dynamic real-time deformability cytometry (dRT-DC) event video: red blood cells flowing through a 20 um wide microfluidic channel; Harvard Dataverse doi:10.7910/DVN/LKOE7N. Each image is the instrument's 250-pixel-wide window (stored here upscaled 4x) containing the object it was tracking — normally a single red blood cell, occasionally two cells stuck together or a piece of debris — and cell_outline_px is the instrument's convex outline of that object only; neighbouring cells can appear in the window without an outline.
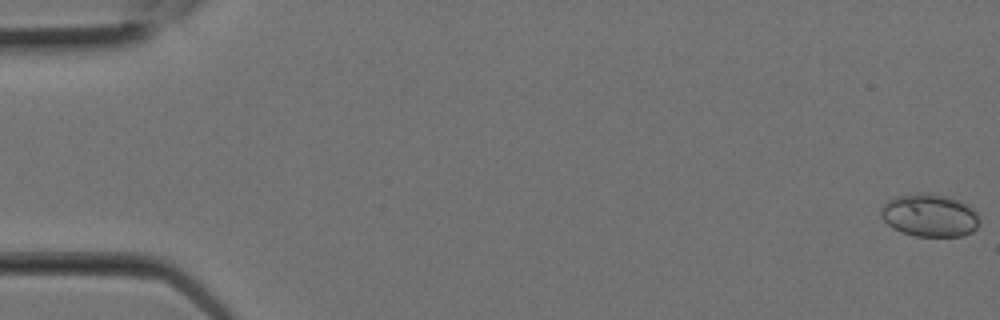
{"species": "Egyptian fruit bat (a non-hibernating species)", "species_latin": "Rousettus aegyptiacus", "temperature_condition": "room temperature", "stored_images_in_passage": 3, "camera_frame_rate_fps": 3000, "um_per_image_px": 0.085, "animal": {"sex": "female"}, "frame": {"image": 1, "passage_image": 1, "time_ms": 0.0, "image_size_px": [1000, 320], "cell_outline_px": [[980, 224], [972, 232], [964, 236], [916, 236], [900, 232], [892, 228], [880, 216], [880, 208], [888, 200], [896, 196], [916, 192], [920, 192], [948, 196], [960, 200], [972, 208], [976, 212], [980, 220]], "centroid_in_image_um": [79.01, 18.3], "position_along_channel_um": 6.0, "area_um2": 24.91}}
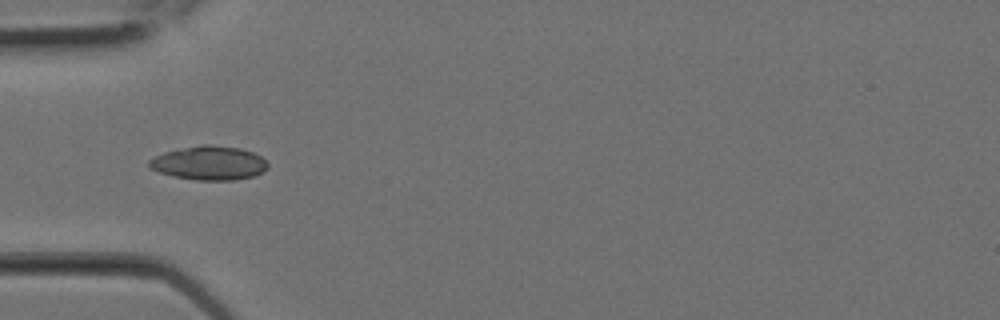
{"frame": {"image": 2, "passage_image": 3, "time_ms": 0.667, "image_size_px": [1000, 320], "cell_outline_px": [[268, 168], [264, 172], [256, 176], [232, 180], [196, 180], [172, 176], [148, 168], [148, 160], [164, 152], [204, 144], [212, 144], [240, 148], [252, 152], [260, 156], [268, 164]], "centroid_in_image_um": [17.79, 13.86], "position_along_channel_um": 67.2, "area_um2": 23.52}}